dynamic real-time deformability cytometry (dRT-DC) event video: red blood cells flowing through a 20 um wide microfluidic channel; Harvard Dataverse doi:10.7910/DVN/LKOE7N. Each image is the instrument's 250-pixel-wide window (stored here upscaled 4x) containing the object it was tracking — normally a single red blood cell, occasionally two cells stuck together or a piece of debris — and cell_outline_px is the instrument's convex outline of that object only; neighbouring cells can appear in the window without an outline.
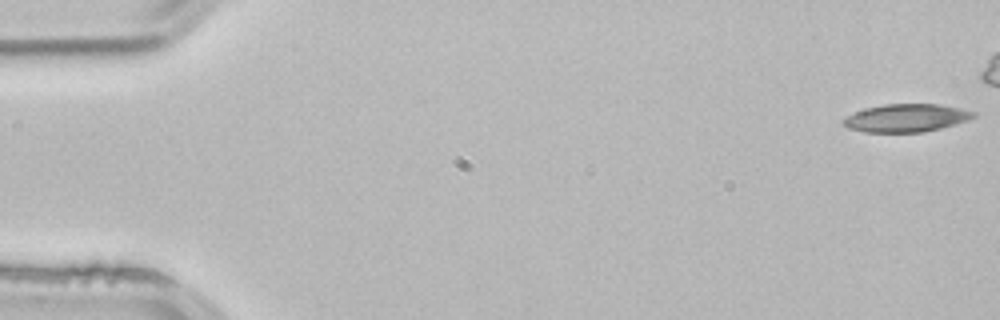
{"species": "common noctule bat (a hibernating species)", "species_latin": "Nyctalus noctula", "temperature_condition": "room temperature", "stored_images_in_passage": 4, "camera_frame_rate_fps": 3000, "um_per_image_px": 0.085, "animal": {"sex": "male", "body_mass_g": 21.5, "forearm_length_mm": 52.0}, "frame": {"image": 1, "passage_image": 1, "time_ms": 0.0, "image_size_px": [1000, 320], "cell_outline_px": [[976, 116], [968, 120], [940, 128], [924, 132], [864, 132], [848, 128], [844, 124], [844, 120], [848, 116], [864, 108], [884, 104], [940, 104], [960, 108], [976, 112]], "centroid_in_image_um": [77.06, 10.02], "position_along_channel_um": 7.9, "area_um2": 21.04}}